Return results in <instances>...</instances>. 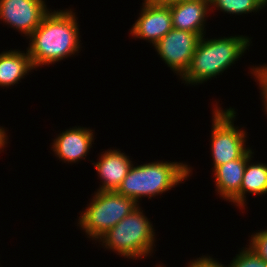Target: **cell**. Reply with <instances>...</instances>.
I'll return each mask as SVG.
<instances>
[{
	"label": "cell",
	"mask_w": 267,
	"mask_h": 267,
	"mask_svg": "<svg viewBox=\"0 0 267 267\" xmlns=\"http://www.w3.org/2000/svg\"><path fill=\"white\" fill-rule=\"evenodd\" d=\"M53 11V12H52ZM78 18L72 9L51 10L26 38L27 52L36 69L52 65L81 51Z\"/></svg>",
	"instance_id": "6da1fadb"
},
{
	"label": "cell",
	"mask_w": 267,
	"mask_h": 267,
	"mask_svg": "<svg viewBox=\"0 0 267 267\" xmlns=\"http://www.w3.org/2000/svg\"><path fill=\"white\" fill-rule=\"evenodd\" d=\"M251 43V39L243 35L216 39L202 36L188 70L180 79L187 85L195 86L217 78L246 53Z\"/></svg>",
	"instance_id": "7a4b0ae2"
},
{
	"label": "cell",
	"mask_w": 267,
	"mask_h": 267,
	"mask_svg": "<svg viewBox=\"0 0 267 267\" xmlns=\"http://www.w3.org/2000/svg\"><path fill=\"white\" fill-rule=\"evenodd\" d=\"M191 168L187 163L180 161L157 160L137 166L132 164L116 192L132 198L139 205L142 197L151 199L188 180L193 170Z\"/></svg>",
	"instance_id": "3957f363"
},
{
	"label": "cell",
	"mask_w": 267,
	"mask_h": 267,
	"mask_svg": "<svg viewBox=\"0 0 267 267\" xmlns=\"http://www.w3.org/2000/svg\"><path fill=\"white\" fill-rule=\"evenodd\" d=\"M155 230L138 205L128 216L112 227L98 242L120 257L140 260L152 255L155 247Z\"/></svg>",
	"instance_id": "277c9868"
},
{
	"label": "cell",
	"mask_w": 267,
	"mask_h": 267,
	"mask_svg": "<svg viewBox=\"0 0 267 267\" xmlns=\"http://www.w3.org/2000/svg\"><path fill=\"white\" fill-rule=\"evenodd\" d=\"M94 194L85 210L80 212L77 224L89 239L98 241L138 204L116 191H95Z\"/></svg>",
	"instance_id": "5b68a950"
},
{
	"label": "cell",
	"mask_w": 267,
	"mask_h": 267,
	"mask_svg": "<svg viewBox=\"0 0 267 267\" xmlns=\"http://www.w3.org/2000/svg\"><path fill=\"white\" fill-rule=\"evenodd\" d=\"M216 104L212 110L211 156L213 170L231 160L239 159L250 147L246 146L247 133L239 126H234L236 111L230 107L220 108ZM240 128V129H239Z\"/></svg>",
	"instance_id": "8992f818"
},
{
	"label": "cell",
	"mask_w": 267,
	"mask_h": 267,
	"mask_svg": "<svg viewBox=\"0 0 267 267\" xmlns=\"http://www.w3.org/2000/svg\"><path fill=\"white\" fill-rule=\"evenodd\" d=\"M200 36L185 30L171 29L155 45L161 60L181 78L188 70Z\"/></svg>",
	"instance_id": "52a82bcc"
},
{
	"label": "cell",
	"mask_w": 267,
	"mask_h": 267,
	"mask_svg": "<svg viewBox=\"0 0 267 267\" xmlns=\"http://www.w3.org/2000/svg\"><path fill=\"white\" fill-rule=\"evenodd\" d=\"M46 0H0V20L28 37L51 11Z\"/></svg>",
	"instance_id": "ba28073f"
},
{
	"label": "cell",
	"mask_w": 267,
	"mask_h": 267,
	"mask_svg": "<svg viewBox=\"0 0 267 267\" xmlns=\"http://www.w3.org/2000/svg\"><path fill=\"white\" fill-rule=\"evenodd\" d=\"M143 6L138 19L130 30L132 37L143 39L154 46L173 27L171 11L169 6L156 5L147 1L142 2Z\"/></svg>",
	"instance_id": "9c48e42d"
},
{
	"label": "cell",
	"mask_w": 267,
	"mask_h": 267,
	"mask_svg": "<svg viewBox=\"0 0 267 267\" xmlns=\"http://www.w3.org/2000/svg\"><path fill=\"white\" fill-rule=\"evenodd\" d=\"M94 133V130L81 126L66 129L55 137L51 150L64 163L85 160L94 143Z\"/></svg>",
	"instance_id": "30bf717a"
},
{
	"label": "cell",
	"mask_w": 267,
	"mask_h": 267,
	"mask_svg": "<svg viewBox=\"0 0 267 267\" xmlns=\"http://www.w3.org/2000/svg\"><path fill=\"white\" fill-rule=\"evenodd\" d=\"M254 154L249 148L239 159L231 160L213 170L217 193L222 199L235 204L240 209V187L247 160Z\"/></svg>",
	"instance_id": "8fae6325"
},
{
	"label": "cell",
	"mask_w": 267,
	"mask_h": 267,
	"mask_svg": "<svg viewBox=\"0 0 267 267\" xmlns=\"http://www.w3.org/2000/svg\"><path fill=\"white\" fill-rule=\"evenodd\" d=\"M173 29L206 34V21L209 17V0H183L169 5ZM205 30V31H204Z\"/></svg>",
	"instance_id": "7c38bea8"
},
{
	"label": "cell",
	"mask_w": 267,
	"mask_h": 267,
	"mask_svg": "<svg viewBox=\"0 0 267 267\" xmlns=\"http://www.w3.org/2000/svg\"><path fill=\"white\" fill-rule=\"evenodd\" d=\"M101 157L93 165L96 168L101 184L97 191H116L132 166L130 156L119 149H108L102 152Z\"/></svg>",
	"instance_id": "4fadbf2b"
},
{
	"label": "cell",
	"mask_w": 267,
	"mask_h": 267,
	"mask_svg": "<svg viewBox=\"0 0 267 267\" xmlns=\"http://www.w3.org/2000/svg\"><path fill=\"white\" fill-rule=\"evenodd\" d=\"M33 69L31 58L19 49L6 50L0 53V86L11 87L29 75Z\"/></svg>",
	"instance_id": "5bb4252c"
},
{
	"label": "cell",
	"mask_w": 267,
	"mask_h": 267,
	"mask_svg": "<svg viewBox=\"0 0 267 267\" xmlns=\"http://www.w3.org/2000/svg\"><path fill=\"white\" fill-rule=\"evenodd\" d=\"M254 155H252L246 164L242 184L240 187V209H245L246 194L253 195L267 194V164L262 162H251Z\"/></svg>",
	"instance_id": "9a60e30c"
},
{
	"label": "cell",
	"mask_w": 267,
	"mask_h": 267,
	"mask_svg": "<svg viewBox=\"0 0 267 267\" xmlns=\"http://www.w3.org/2000/svg\"><path fill=\"white\" fill-rule=\"evenodd\" d=\"M209 5L212 12L217 8L216 10L235 16L259 13L263 9L255 0H209Z\"/></svg>",
	"instance_id": "2e32d148"
},
{
	"label": "cell",
	"mask_w": 267,
	"mask_h": 267,
	"mask_svg": "<svg viewBox=\"0 0 267 267\" xmlns=\"http://www.w3.org/2000/svg\"><path fill=\"white\" fill-rule=\"evenodd\" d=\"M228 267H267V262L245 246L233 257Z\"/></svg>",
	"instance_id": "e0dca14e"
},
{
	"label": "cell",
	"mask_w": 267,
	"mask_h": 267,
	"mask_svg": "<svg viewBox=\"0 0 267 267\" xmlns=\"http://www.w3.org/2000/svg\"><path fill=\"white\" fill-rule=\"evenodd\" d=\"M253 76H254V80H257V84L259 85V89L261 92V99H262V104L263 105V109L266 116H267V64H263L262 66H252L251 67V71H250Z\"/></svg>",
	"instance_id": "ac0fdd59"
},
{
	"label": "cell",
	"mask_w": 267,
	"mask_h": 267,
	"mask_svg": "<svg viewBox=\"0 0 267 267\" xmlns=\"http://www.w3.org/2000/svg\"><path fill=\"white\" fill-rule=\"evenodd\" d=\"M250 238L246 246L267 262V229L253 233Z\"/></svg>",
	"instance_id": "d6986e66"
},
{
	"label": "cell",
	"mask_w": 267,
	"mask_h": 267,
	"mask_svg": "<svg viewBox=\"0 0 267 267\" xmlns=\"http://www.w3.org/2000/svg\"><path fill=\"white\" fill-rule=\"evenodd\" d=\"M215 258L208 256H201L195 260L188 262L187 267H228L226 264H222L219 260H214Z\"/></svg>",
	"instance_id": "ffe728a7"
},
{
	"label": "cell",
	"mask_w": 267,
	"mask_h": 267,
	"mask_svg": "<svg viewBox=\"0 0 267 267\" xmlns=\"http://www.w3.org/2000/svg\"><path fill=\"white\" fill-rule=\"evenodd\" d=\"M6 129L3 128V126H0V151H3L4 147H6V144H8V135L6 133Z\"/></svg>",
	"instance_id": "44dd1931"
},
{
	"label": "cell",
	"mask_w": 267,
	"mask_h": 267,
	"mask_svg": "<svg viewBox=\"0 0 267 267\" xmlns=\"http://www.w3.org/2000/svg\"><path fill=\"white\" fill-rule=\"evenodd\" d=\"M144 1H147V2L152 3V4H156V5L169 6V5H172L175 3H179L183 0H144Z\"/></svg>",
	"instance_id": "7402d4cb"
},
{
	"label": "cell",
	"mask_w": 267,
	"mask_h": 267,
	"mask_svg": "<svg viewBox=\"0 0 267 267\" xmlns=\"http://www.w3.org/2000/svg\"><path fill=\"white\" fill-rule=\"evenodd\" d=\"M262 8L267 6V0H255Z\"/></svg>",
	"instance_id": "603a6c76"
},
{
	"label": "cell",
	"mask_w": 267,
	"mask_h": 267,
	"mask_svg": "<svg viewBox=\"0 0 267 267\" xmlns=\"http://www.w3.org/2000/svg\"><path fill=\"white\" fill-rule=\"evenodd\" d=\"M157 267H166V266H164V265H160V264H159Z\"/></svg>",
	"instance_id": "cb8c5ba5"
}]
</instances>
